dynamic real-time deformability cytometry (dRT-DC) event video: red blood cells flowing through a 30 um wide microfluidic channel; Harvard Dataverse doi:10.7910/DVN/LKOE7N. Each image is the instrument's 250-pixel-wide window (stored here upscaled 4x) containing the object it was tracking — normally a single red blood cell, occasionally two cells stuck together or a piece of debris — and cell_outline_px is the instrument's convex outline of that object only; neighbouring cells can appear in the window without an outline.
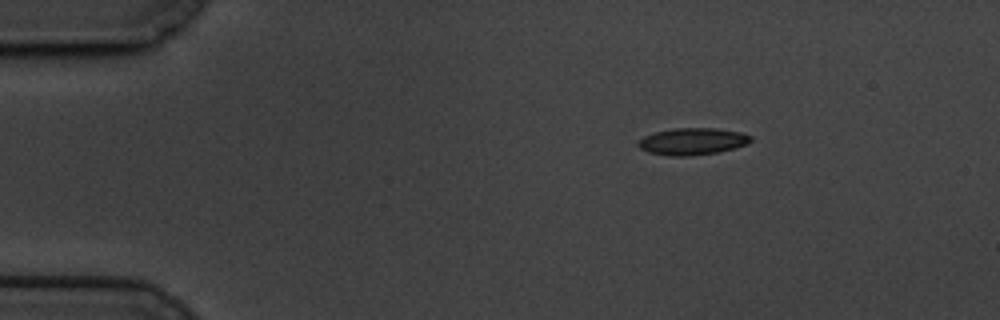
{"species": "common noctule bat (a hibernating species)", "species_latin": "Nyctalus noctula", "temperature_condition": "cold", "stored_images_in_passage": 51, "camera_frame_rate_fps": 3000, "um_per_image_px": 0.085, "animal": {"sex": "male", "body_mass_g": 19.5, "forearm_length_mm": 54.6}, "frame": {"image": 1, "passage_image": 1, "time_ms": 0.0, "image_size_px": [1000, 320], "cell_outline_px": [[752, 140], [748, 144], [736, 148], [716, 152], [688, 156], [668, 156], [648, 152], [640, 148], [636, 144], [644, 136], [656, 132], [672, 128], [716, 128], [740, 132], [752, 136]], "centroid_in_image_um": [58.87, 12.02], "position_along_channel_um": 26.1, "area_um2": 17.69}}
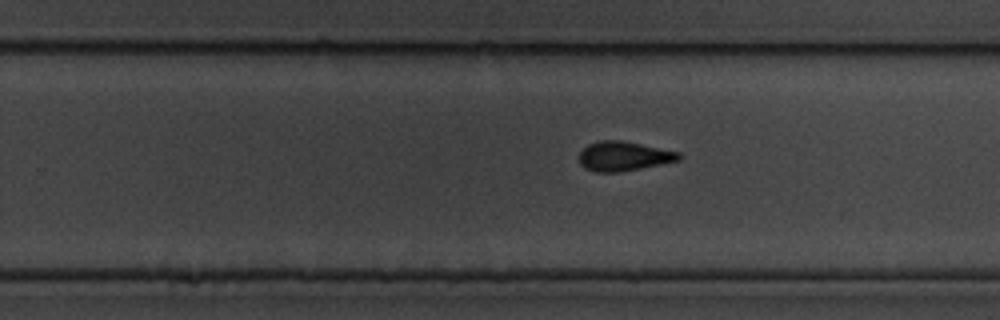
{"frame": {"image": 2, "passage_image": 29, "time_ms": 9.333, "image_size_px": [1000, 320], "cell_outline_px": [[680, 160], [620, 172], [596, 172], [584, 168], [580, 164], [580, 152], [588, 144], [600, 140], [620, 140], [680, 152]], "centroid_in_image_um": [52.99, 13.28], "position_along_channel_um": 276.8, "area_um2": 16.94}}
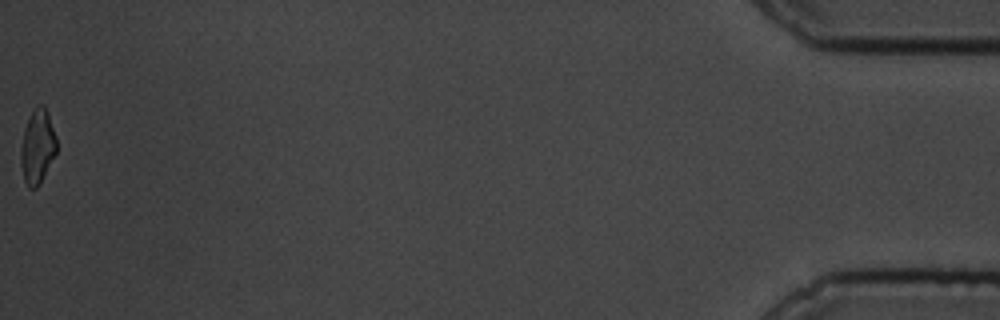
{"frame": {"image": 3, "passage_image": 51, "time_ms": 16.667, "image_size_px": [1000, 320], "cell_outline_px": [[56, 152], [40, 184], [36, 188], [28, 188], [24, 180], [20, 164], [20, 148], [24, 128], [32, 108], [36, 104], [44, 104], [48, 112], [56, 136]], "centroid_in_image_um": [3.16, 12.42], "position_along_channel_um": 432.0, "area_um2": 15.78}, "authors_computed_cell_mechanics": {"area_um2": 16.9932, "velocity_mm_per_s": 3.4066, "shape_relaxation_time_tau1_ms": 4.8209, "shape_relaxation_time_tau2_ms": 2.5145, "deformation_change_tau1": 0.1307, "deformation_change_tau2": 0.0924}}